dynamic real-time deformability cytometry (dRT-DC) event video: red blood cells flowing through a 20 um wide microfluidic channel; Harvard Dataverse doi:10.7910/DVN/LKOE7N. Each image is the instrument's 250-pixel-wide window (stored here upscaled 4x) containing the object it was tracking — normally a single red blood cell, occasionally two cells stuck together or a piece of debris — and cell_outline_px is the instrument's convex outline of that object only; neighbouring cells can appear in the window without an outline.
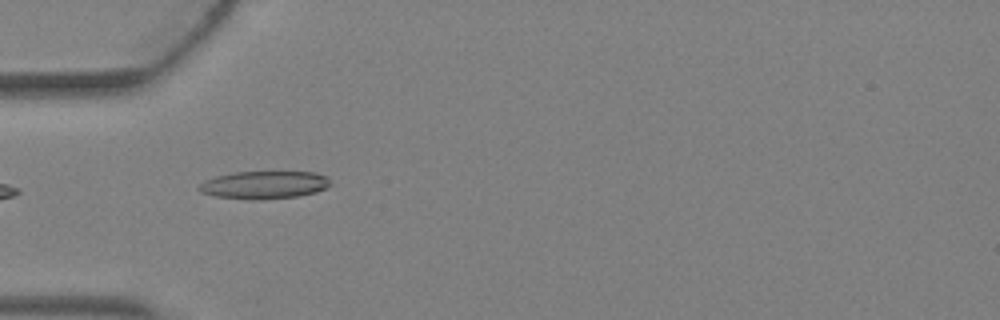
{"species": "Egyptian fruit bat (a non-hibernating species)", "species_latin": "Rousettus aegyptiacus", "temperature_condition": "warm", "stored_images_in_passage": 4, "camera_frame_rate_fps": 3000, "um_per_image_px": 0.085, "animal": {"sex": "female"}, "frame": {"image": 1, "passage_image": 4, "time_ms": 1.0, "image_size_px": [1000, 320], "cell_outline_px": [[332, 184], [328, 188], [316, 192], [300, 196], [260, 200], [252, 200], [216, 196], [200, 192], [196, 188], [204, 180], [216, 176], [236, 172], [312, 172], [328, 176]], "centroid_in_image_um": [22.49, 15.72], "position_along_channel_um": 62.5, "area_um2": 21.5}}